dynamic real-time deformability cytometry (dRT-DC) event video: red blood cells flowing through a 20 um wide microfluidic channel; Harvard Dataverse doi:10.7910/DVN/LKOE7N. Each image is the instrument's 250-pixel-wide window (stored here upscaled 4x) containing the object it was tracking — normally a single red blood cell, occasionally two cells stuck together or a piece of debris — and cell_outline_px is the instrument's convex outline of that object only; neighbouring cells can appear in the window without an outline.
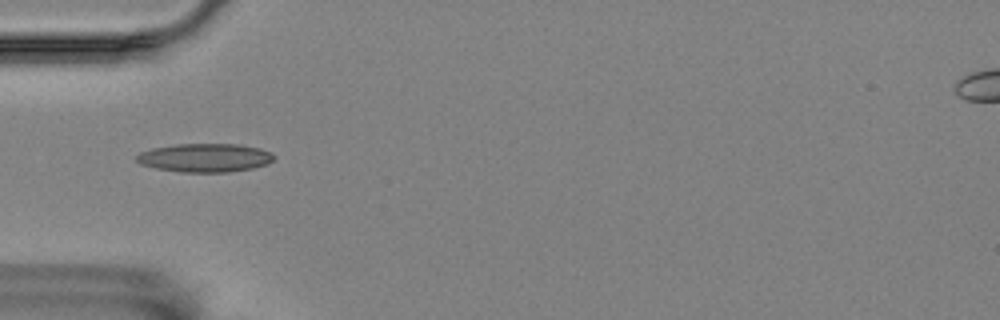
{"species": "Egyptian fruit bat (a non-hibernating species)", "species_latin": "Rousettus aegyptiacus", "temperature_condition": "room temperature", "stored_images_in_passage": 18, "camera_frame_rate_fps": 3000, "um_per_image_px": 0.085, "animal": {"sex": "female"}, "frame": {"image": 1, "passage_image": 1, "time_ms": 0.0, "image_size_px": [1000, 320], "cell_outline_px": [[276, 156], [268, 164], [252, 168], [228, 172], [180, 172], [156, 168], [140, 164], [136, 160], [136, 156], [140, 152], [152, 148], [176, 144], [240, 144], [260, 148], [272, 152]], "centroid_in_image_um": [17.44, 13.4], "position_along_channel_um": 67.6, "area_um2": 23.0}}
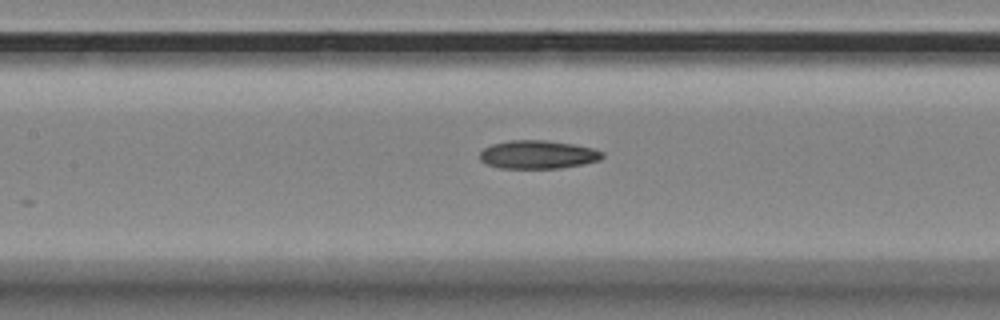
{"frame": {"image": 2, "passage_image": 9, "time_ms": 2.667, "image_size_px": [1000, 320], "cell_outline_px": [[604, 156], [600, 160], [584, 164], [560, 168], [500, 168], [484, 164], [480, 160], [480, 152], [484, 148], [492, 144], [508, 140], [544, 140], [572, 144], [592, 148], [604, 152]], "centroid_in_image_um": [45.7, 13.14], "position_along_channel_um": 161.7, "area_um2": 20.35}}
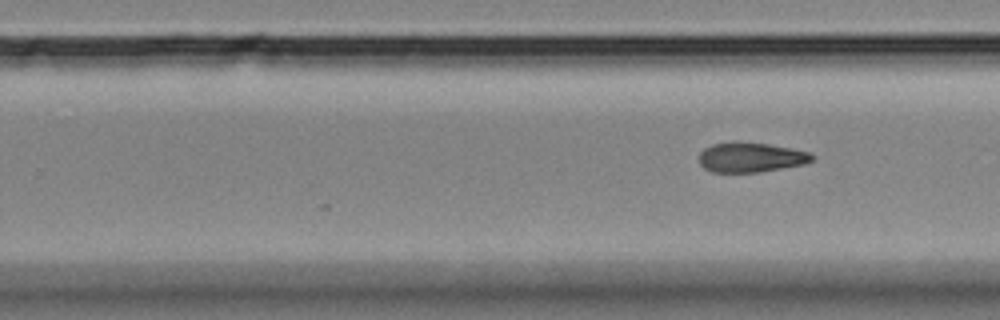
{"frame": {"image": 3, "passage_image": 18, "time_ms": 5.667, "image_size_px": [1000, 320], "cell_outline_px": [[816, 160], [804, 164], [760, 172], [712, 172], [704, 168], [700, 164], [700, 152], [704, 148], [712, 144], [736, 140], [768, 144], [792, 148], [812, 152], [816, 156]], "centroid_in_image_um": [63.86, 13.35], "position_along_channel_um": 265.9, "area_um2": 20.06}}